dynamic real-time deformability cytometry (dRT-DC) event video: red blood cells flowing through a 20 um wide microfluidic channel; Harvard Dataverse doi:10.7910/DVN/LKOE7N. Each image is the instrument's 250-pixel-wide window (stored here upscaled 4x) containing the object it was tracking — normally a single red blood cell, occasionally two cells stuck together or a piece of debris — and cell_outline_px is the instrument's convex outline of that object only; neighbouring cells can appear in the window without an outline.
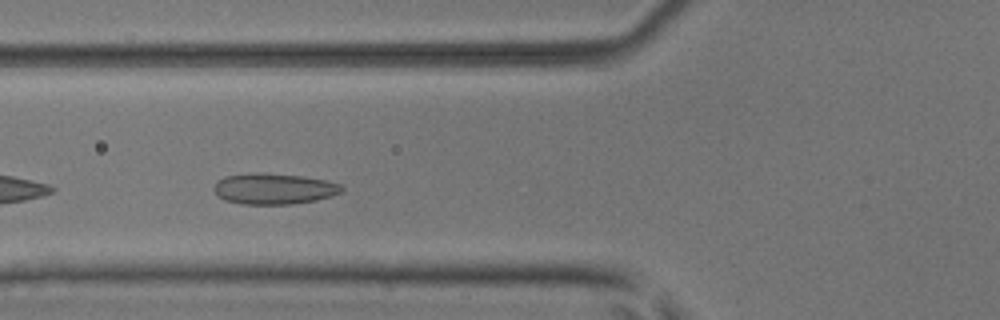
{"species": "common noctule bat (a hibernating species)", "species_latin": "Nyctalus noctula", "temperature_condition": "room temperature", "stored_images_in_passage": 47, "camera_frame_rate_fps": 3000, "um_per_image_px": 0.085, "animal": {"sex": "male", "body_mass_g": 17.9, "forearm_length_mm": 54.2}, "frame": {"image": 1, "passage_image": 14, "time_ms": 4.333, "image_size_px": [1000, 320], "cell_outline_px": [[344, 192], [332, 196], [316, 200], [292, 204], [240, 204], [224, 200], [212, 188], [216, 180], [224, 176], [256, 172], [300, 176], [324, 180], [340, 184], [344, 188]], "centroid_in_image_um": [23.27, 16.05], "position_along_channel_um": 102.5, "area_um2": 23.12}}
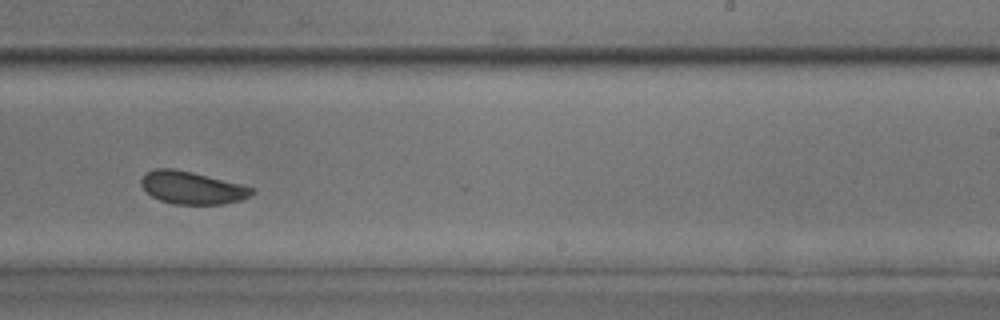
{"frame": {"image": 2, "passage_image": 27, "time_ms": 8.667, "image_size_px": [1000, 320], "cell_outline_px": [[256, 192], [240, 200], [224, 204], [172, 204], [160, 200], [152, 196], [140, 184], [140, 180], [148, 172], [156, 168], [172, 168], [192, 172], [256, 188]], "centroid_in_image_um": [16.34, 15.96], "position_along_channel_um": 272.7, "area_um2": 20.87}}
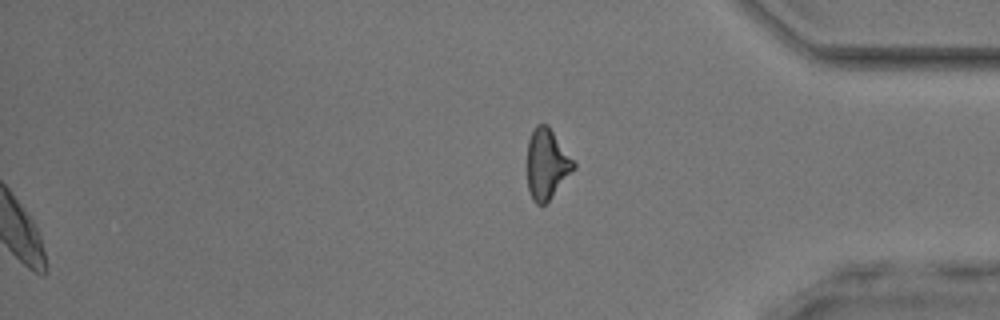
{"frame": {"image": 3, "passage_image": 47, "time_ms": 15.333, "image_size_px": [1000, 320], "cell_outline_px": [[576, 168], [548, 200], [544, 204], [536, 204], [532, 200], [528, 188], [528, 140], [536, 124], [548, 124], [576, 160]], "centroid_in_image_um": [46.52, 13.9], "position_along_channel_um": 388.7, "area_um2": 19.19}, "authors_computed_cell_mechanics": {"area_um2": 21.675, "velocity_mm_per_s": 3.9422, "shape_relaxation_time_tau1_ms": null, "shape_relaxation_time_tau2_ms": 0.722, "deformation_change_tau1": null, "deformation_change_tau2": 0.0628}}